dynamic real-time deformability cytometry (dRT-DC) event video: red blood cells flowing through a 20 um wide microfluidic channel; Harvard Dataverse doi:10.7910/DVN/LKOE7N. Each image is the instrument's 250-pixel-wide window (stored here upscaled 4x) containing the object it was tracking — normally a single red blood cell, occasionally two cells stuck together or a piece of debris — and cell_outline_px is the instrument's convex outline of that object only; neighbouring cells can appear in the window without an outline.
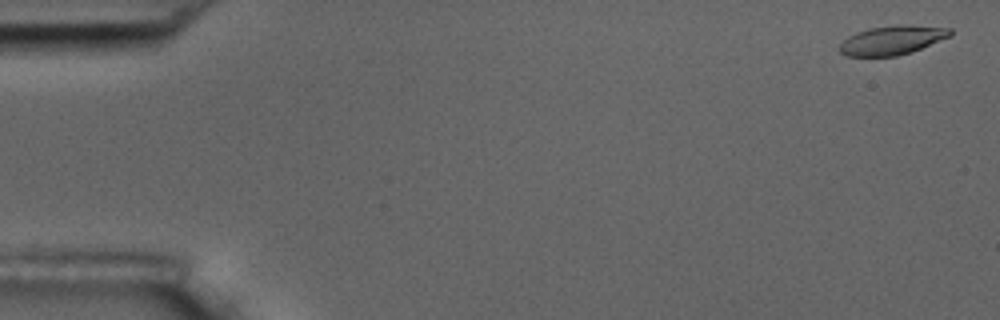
{"species": "common noctule bat (a hibernating species)", "species_latin": "Nyctalus noctula", "temperature_condition": "room temperature", "stored_images_in_passage": 15, "camera_frame_rate_fps": 3000, "um_per_image_px": 0.085, "animal": {"sex": "male", "body_mass_g": 17.5, "forearm_length_mm": 52.3}, "frame": {"image": 1, "passage_image": 1, "time_ms": 0.0, "image_size_px": [1000, 320], "cell_outline_px": [[952, 36], [912, 52], [896, 56], [848, 56], [840, 52], [840, 44], [848, 36], [856, 32], [868, 28], [896, 24], [908, 24], [952, 28]], "centroid_in_image_um": [75.88, 3.39], "position_along_channel_um": 9.1, "area_um2": 19.02}}
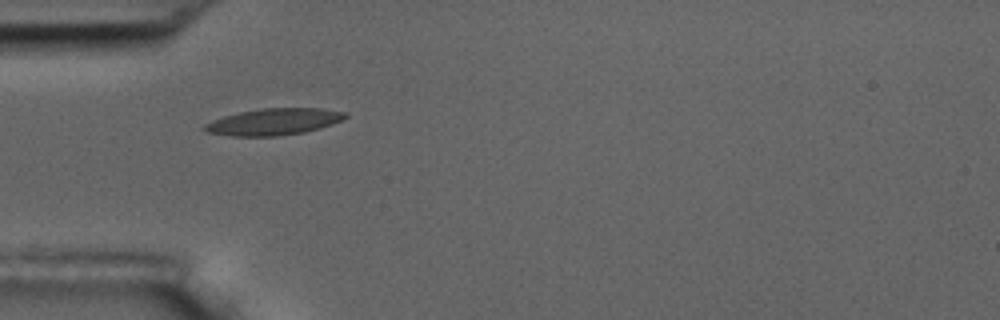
{"frame": {"image": 2, "passage_image": 5, "time_ms": 5.333, "image_size_px": [1000, 320], "cell_outline_px": [[348, 116], [332, 124], [320, 128], [304, 132], [276, 136], [232, 136], [208, 132], [200, 128], [204, 124], [212, 120], [224, 116], [240, 112], [260, 108], [320, 108], [348, 112]], "centroid_in_image_um": [23.26, 10.34], "position_along_channel_um": 61.7, "area_um2": 21.85}}
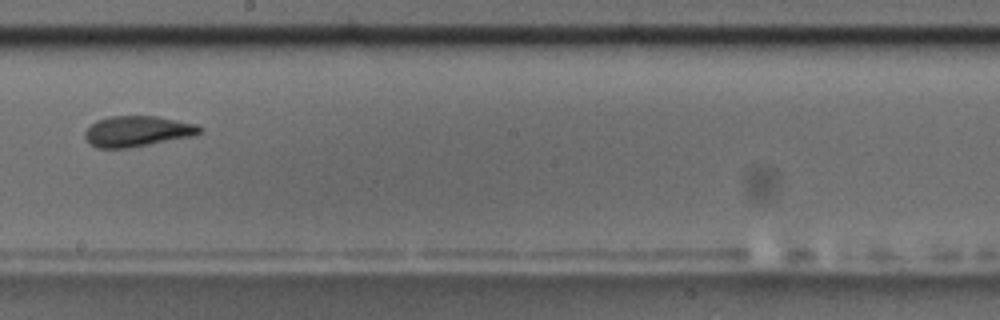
{"frame": {"image": 3, "passage_image": 9, "time_ms": 10.333, "image_size_px": [1000, 320], "cell_outline_px": [[204, 128], [196, 136], [128, 148], [96, 148], [88, 144], [84, 136], [84, 132], [96, 120], [108, 116], [156, 116], [196, 124]], "centroid_in_image_um": [11.66, 11.16], "position_along_channel_um": 236.5, "area_um2": 20.75}, "authors_computed_cell_mechanics": {"area_um2": 20.23, "velocity_mm_per_s": 3.5409, "shape_relaxation_time_tau1_ms": 7.0733, "shape_relaxation_time_tau2_ms": 1.4039, "deformation_change_tau1": 0.1615, "deformation_change_tau2": 0.0636}}